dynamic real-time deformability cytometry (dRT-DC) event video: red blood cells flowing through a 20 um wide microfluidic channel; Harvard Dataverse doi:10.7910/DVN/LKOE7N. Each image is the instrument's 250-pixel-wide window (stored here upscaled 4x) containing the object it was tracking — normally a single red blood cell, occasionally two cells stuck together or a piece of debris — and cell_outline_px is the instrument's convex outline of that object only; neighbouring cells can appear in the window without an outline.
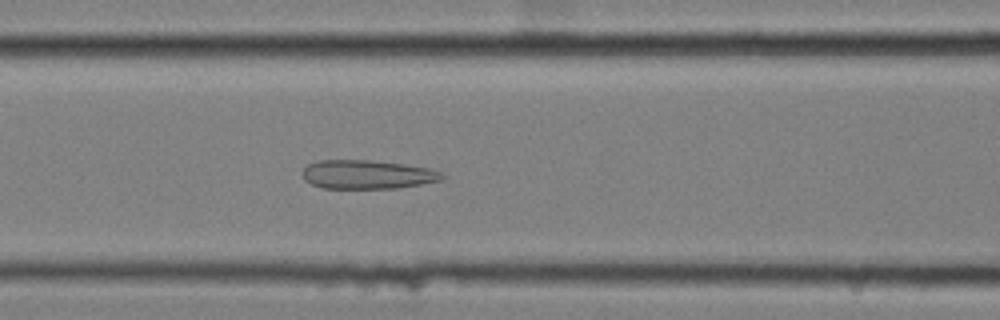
{"species": "common noctule bat (a hibernating species)", "species_latin": "Nyctalus noctula", "temperature_condition": "cold", "stored_images_in_passage": 58, "camera_frame_rate_fps": 3000, "um_per_image_px": 0.085, "animal": {"sex": "female", "body_mass_g": 25.1}, "frame": {"image": 1, "passage_image": 24, "time_ms": 7.667, "image_size_px": [1000, 320], "cell_outline_px": [[448, 176], [440, 180], [420, 184], [396, 188], [324, 188], [312, 184], [304, 180], [300, 172], [308, 164], [316, 160], [368, 160], [404, 164], [428, 168], [440, 172]], "centroid_in_image_um": [31.18, 14.82], "position_along_channel_um": 135.4, "area_um2": 23.47}}
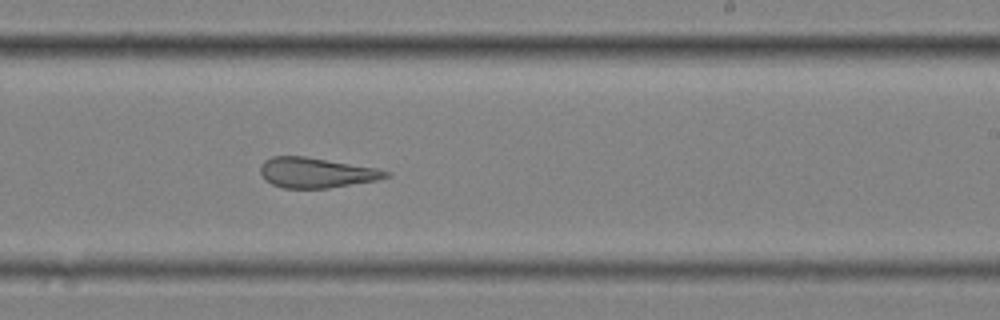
{"frame": {"image": 2, "passage_image": 35, "time_ms": 11.333, "image_size_px": [1000, 320], "cell_outline_px": [[392, 176], [376, 180], [328, 188], [284, 188], [272, 184], [264, 180], [260, 172], [260, 164], [264, 160], [272, 156], [304, 156], [380, 168], [392, 172]], "centroid_in_image_um": [26.9, 14.67], "position_along_channel_um": 262.1, "area_um2": 22.31}}
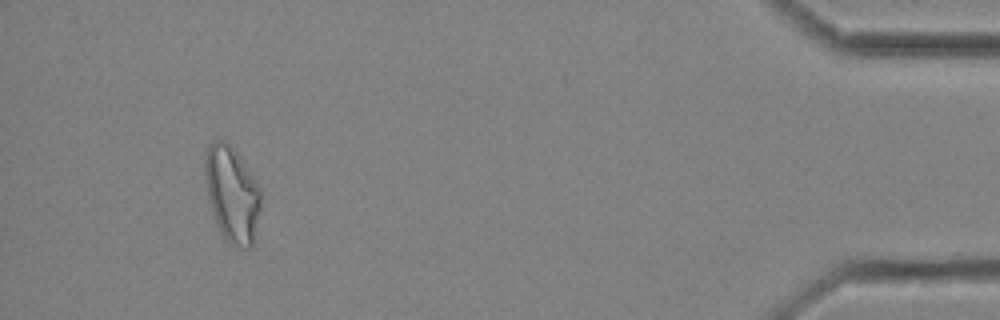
{"frame": {"image": 3, "passage_image": 54, "time_ms": 17.667, "image_size_px": [1000, 320], "cell_outline_px": [[264, 192], [260, 212], [252, 244], [248, 248], [240, 248], [232, 244], [220, 232], [216, 224], [208, 200], [204, 176], [204, 156], [208, 148], [216, 140], [224, 140], [236, 152]], "centroid_in_image_um": [19.73, 16.51], "position_along_channel_um": 415.5, "area_um2": 31.33}, "authors_computed_cell_mechanics": {"area_um2": 27.2238, "velocity_mm_per_s": 3.4615, "shape_relaxation_time_tau1_ms": null, "shape_relaxation_time_tau2_ms": 2.0842, "deformation_change_tau1": null, "deformation_change_tau2": 0.1284}}